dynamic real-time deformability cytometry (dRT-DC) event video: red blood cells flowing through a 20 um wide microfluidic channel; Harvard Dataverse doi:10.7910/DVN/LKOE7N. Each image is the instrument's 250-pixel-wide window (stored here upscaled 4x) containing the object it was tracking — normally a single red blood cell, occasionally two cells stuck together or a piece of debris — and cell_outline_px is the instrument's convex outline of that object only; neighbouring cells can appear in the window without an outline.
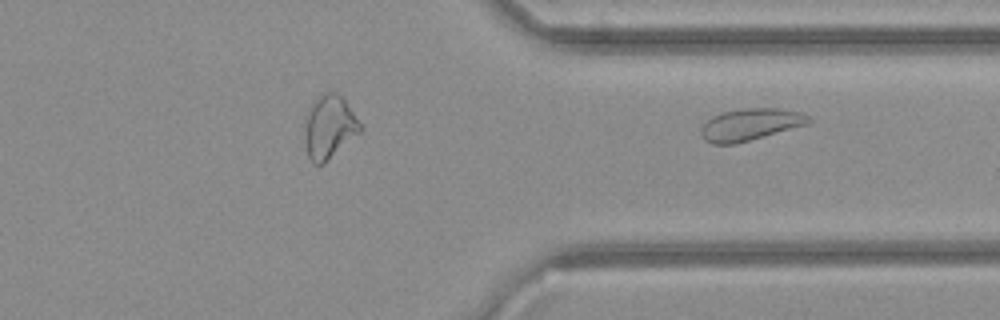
{"species": "common noctule bat (a hibernating species)", "species_latin": "Nyctalus noctula", "temperature_condition": "cold", "stored_images_in_passage": 30, "segment_of_instrument_passage": [2, 2], "camera_frame_rate_fps": 3000, "um_per_image_px": 0.085, "animal": {"sex": "female", "body_mass_g": 21.9}, "frame": {"image": 1, "passage_image": 30, "time_ms": 9.667, "image_size_px": [1000, 320], "cell_outline_px": [[812, 120], [808, 124], [736, 144], [712, 144], [704, 140], [700, 136], [700, 128], [712, 116], [720, 112], [744, 108], [780, 108], [800, 112], [812, 116]], "centroid_in_image_um": [63.77, 10.58], "position_along_channel_um": 347.6, "area_um2": 20.29}}